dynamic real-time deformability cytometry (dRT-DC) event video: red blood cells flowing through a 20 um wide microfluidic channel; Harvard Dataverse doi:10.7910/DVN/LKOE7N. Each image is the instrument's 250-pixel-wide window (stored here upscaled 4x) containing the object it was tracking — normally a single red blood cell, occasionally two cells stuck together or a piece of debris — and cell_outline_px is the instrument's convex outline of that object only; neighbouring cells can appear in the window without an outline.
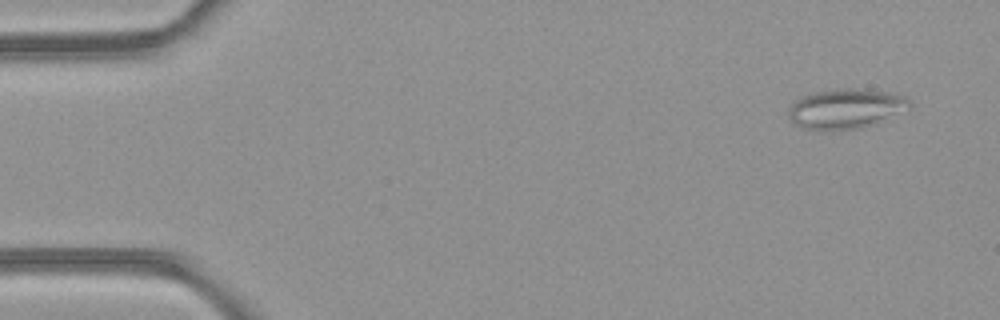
{"species": "common noctule bat (a hibernating species)", "species_latin": "Nyctalus noctula", "temperature_condition": "room temperature", "stored_images_in_passage": 49, "camera_frame_rate_fps": 3000, "um_per_image_px": 0.085, "animal": {"sex": "female", "body_mass_g": 21.9}, "frame": {"image": 1, "passage_image": 3, "time_ms": 0.667, "image_size_px": [1000, 320], "cell_outline_px": [[912, 108], [872, 124], [860, 128], [832, 132], [824, 132], [804, 128], [796, 124], [788, 116], [788, 108], [792, 100], [800, 96], [812, 92], [836, 88], [864, 88], [892, 92], [908, 96], [912, 104]], "centroid_in_image_um": [71.88, 9.22], "position_along_channel_um": 13.1, "area_um2": 29.19}}
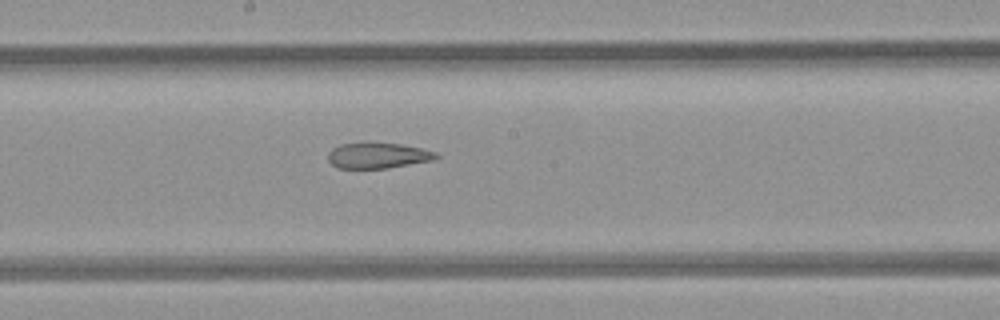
{"frame": {"image": 2, "passage_image": 26, "time_ms": 8.333, "image_size_px": [1000, 320], "cell_outline_px": [[440, 156], [436, 160], [388, 168], [336, 168], [328, 160], [328, 152], [332, 148], [340, 144], [372, 140], [400, 144], [420, 148], [436, 152]], "centroid_in_image_um": [32.11, 13.19], "position_along_channel_um": 216.1, "area_um2": 16.82}}
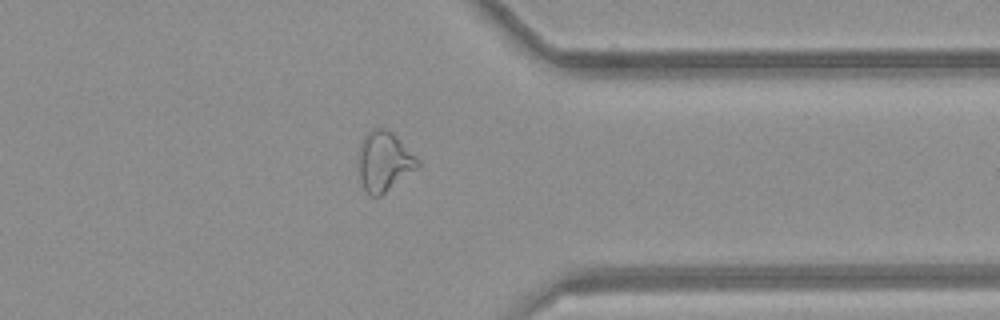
{"frame": {"image": 3, "passage_image": 38, "time_ms": 12.333, "image_size_px": [1000, 320], "cell_outline_px": [[420, 168], [380, 196], [368, 196], [360, 180], [356, 156], [360, 144], [364, 136], [372, 128], [384, 128], [392, 132], [420, 160]], "centroid_in_image_um": [32.64, 13.73], "position_along_channel_um": 378.8, "area_um2": 21.15}, "authors_computed_cell_mechanics": {"area_um2": 21.9062, "velocity_mm_per_s": 4.2664, "shape_relaxation_time_tau1_ms": null, "shape_relaxation_time_tau2_ms": 4.0399, "deformation_change_tau1": null, "deformation_change_tau2": 0.1523}}